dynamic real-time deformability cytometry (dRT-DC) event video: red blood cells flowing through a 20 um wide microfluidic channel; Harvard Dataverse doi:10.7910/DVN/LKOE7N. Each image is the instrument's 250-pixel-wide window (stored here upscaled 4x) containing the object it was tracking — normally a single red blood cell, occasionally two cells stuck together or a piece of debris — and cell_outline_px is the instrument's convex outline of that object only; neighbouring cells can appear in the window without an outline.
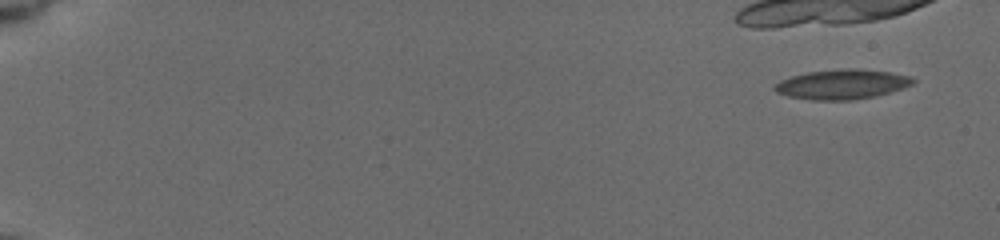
{"species": "common noctule bat (a hibernating species)", "species_latin": "Nyctalus noctula", "temperature_condition": "cold", "stored_images_in_passage": 16, "camera_frame_rate_fps": 3000, "um_per_image_px": 0.085, "animal": {"sex": "female", "body_mass_g": 19.5, "forearm_length_mm": 54.1}, "frame": {"image": 1, "passage_image": 1, "time_ms": 0.0, "image_size_px": [1000, 240], "cell_outline_px": [[916, 80], [912, 84], [876, 96], [852, 100], [812, 100], [788, 96], [776, 92], [772, 88], [780, 80], [792, 76], [808, 72], [848, 68], [856, 68], [888, 72], [912, 76]], "centroid_in_image_um": [71.55, 7.16], "position_along_channel_um": 13.4, "area_um2": 23.81}}